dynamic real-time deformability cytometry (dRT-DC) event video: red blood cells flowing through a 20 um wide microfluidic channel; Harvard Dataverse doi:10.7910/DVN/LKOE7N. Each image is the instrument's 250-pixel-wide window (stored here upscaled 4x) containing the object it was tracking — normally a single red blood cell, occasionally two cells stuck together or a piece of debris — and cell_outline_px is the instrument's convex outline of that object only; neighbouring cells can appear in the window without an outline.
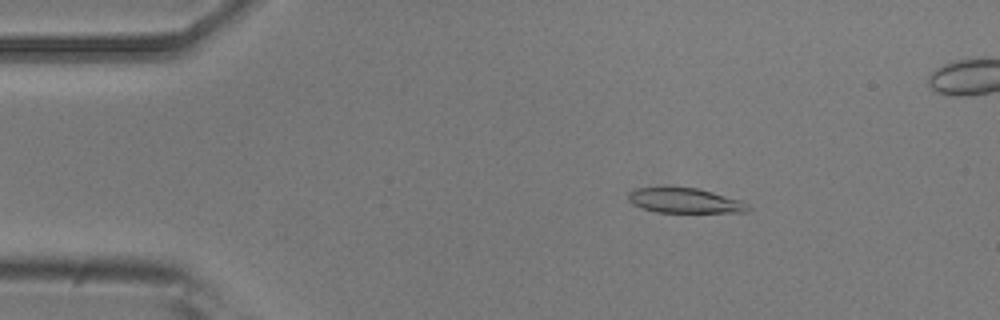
{"species": "common noctule bat (a hibernating species)", "species_latin": "Nyctalus noctula", "temperature_condition": "room temperature", "stored_images_in_passage": 51, "camera_frame_rate_fps": 3000, "um_per_image_px": 0.085, "animal": {"sex": "male", "body_mass_g": 20.5, "forearm_length_mm": 52.5}, "frame": {"image": 1, "passage_image": 8, "time_ms": 2.333, "image_size_px": [1000, 320], "cell_outline_px": [[752, 208], [748, 212], [656, 212], [632, 204], [628, 200], [628, 192], [636, 188], [696, 188], [712, 192], [740, 200], [748, 204]], "centroid_in_image_um": [58.23, 17.06], "position_along_channel_um": 26.8, "area_um2": 17.17}}
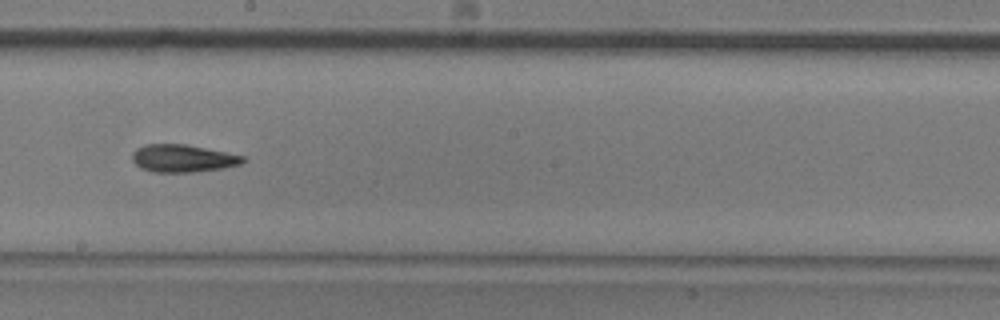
{"frame": {"image": 2, "passage_image": 28, "time_ms": 9.0, "image_size_px": [1000, 320], "cell_outline_px": [[244, 160], [240, 164], [224, 168], [196, 172], [152, 172], [140, 168], [132, 160], [132, 152], [136, 148], [144, 144], [184, 144], [244, 156]], "centroid_in_image_um": [15.48, 13.47], "position_along_channel_um": 232.7, "area_um2": 17.74}}
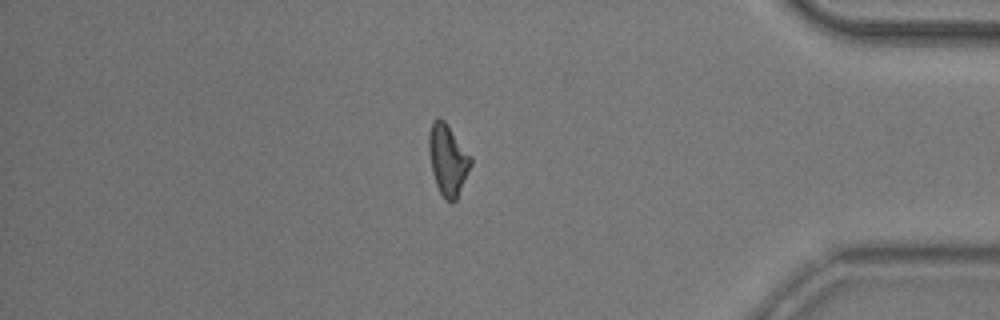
{"frame": {"image": 3, "passage_image": 43, "time_ms": 14.0, "image_size_px": [1000, 320], "cell_outline_px": [[472, 164], [456, 200], [452, 204], [444, 200], [436, 184], [432, 172], [428, 148], [428, 132], [432, 120], [436, 116], [444, 120], [472, 156]], "centroid_in_image_um": [38.06, 13.57], "position_along_channel_um": 397.1, "area_um2": 17.63}, "authors_computed_cell_mechanics": {"area_um2": 17.6868, "velocity_mm_per_s": 3.9544, "shape_relaxation_time_tau1_ms": null, "shape_relaxation_time_tau2_ms": 5.4415, "deformation_change_tau1": null, "deformation_change_tau2": 0.1516}}